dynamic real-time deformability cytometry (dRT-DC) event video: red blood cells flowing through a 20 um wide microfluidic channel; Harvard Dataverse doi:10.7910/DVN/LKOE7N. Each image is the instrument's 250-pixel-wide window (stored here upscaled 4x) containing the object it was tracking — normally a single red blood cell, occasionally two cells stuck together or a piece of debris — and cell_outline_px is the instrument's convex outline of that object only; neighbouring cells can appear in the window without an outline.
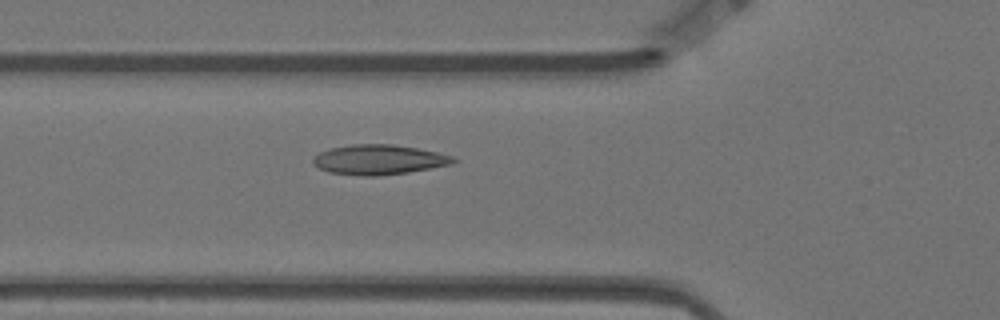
{"species": "Egyptian fruit bat (a non-hibernating species)", "species_latin": "Rousettus aegyptiacus", "temperature_condition": "warm", "stored_images_in_passage": 5, "camera_frame_rate_fps": 3000, "um_per_image_px": 0.085, "animal": {"sex": "female"}, "frame": {"image": 1, "passage_image": 5, "time_ms": 1.333, "image_size_px": [1000, 320], "cell_outline_px": [[456, 160], [452, 164], [408, 172], [376, 176], [360, 176], [328, 172], [312, 164], [312, 160], [320, 152], [328, 148], [352, 144], [392, 144], [416, 148], [436, 152], [452, 156]], "centroid_in_image_um": [32.16, 13.57], "position_along_channel_um": 93.6, "area_um2": 24.33}}